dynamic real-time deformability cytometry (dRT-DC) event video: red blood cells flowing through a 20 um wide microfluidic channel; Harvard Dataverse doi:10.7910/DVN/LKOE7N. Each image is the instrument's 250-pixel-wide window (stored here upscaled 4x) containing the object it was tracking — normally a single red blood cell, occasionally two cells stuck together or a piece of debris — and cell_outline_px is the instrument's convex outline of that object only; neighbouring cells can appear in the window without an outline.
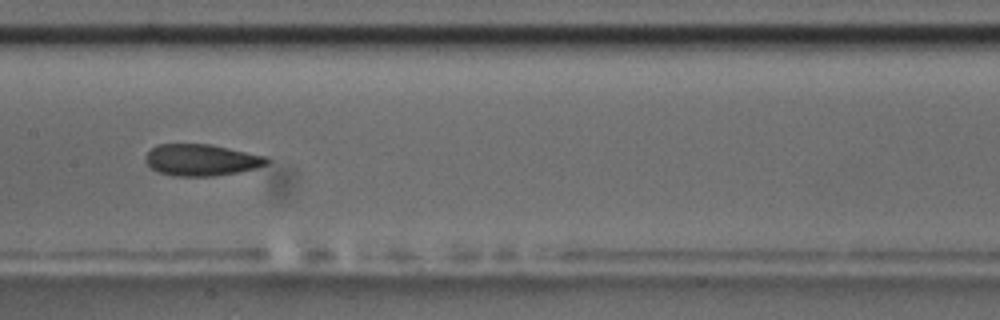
{"species": "common noctule bat (a hibernating species)", "species_latin": "Nyctalus noctula", "temperature_condition": "room temperature", "stored_images_in_passage": 13, "camera_frame_rate_fps": 3000, "um_per_image_px": 0.085, "animal": {"sex": "male", "body_mass_g": 17.5, "forearm_length_mm": 52.3}, "frame": {"image": 1, "passage_image": 8, "time_ms": 8.333, "image_size_px": [1000, 320], "cell_outline_px": [[268, 164], [256, 168], [236, 172], [212, 176], [172, 176], [156, 172], [144, 160], [144, 156], [156, 144], [212, 144], [268, 156]], "centroid_in_image_um": [17.11, 13.59], "position_along_channel_um": 190.3, "area_um2": 22.54}, "authors_computed_cell_mechanics": {"area_um2": 22.831, "velocity_mm_per_s": 3.5246, "shape_relaxation_time_tau1_ms": 7.6136, "shape_relaxation_time_tau2_ms": 1.5378, "deformation_change_tau1": 0.1445, "deformation_change_tau2": 0.0656}}